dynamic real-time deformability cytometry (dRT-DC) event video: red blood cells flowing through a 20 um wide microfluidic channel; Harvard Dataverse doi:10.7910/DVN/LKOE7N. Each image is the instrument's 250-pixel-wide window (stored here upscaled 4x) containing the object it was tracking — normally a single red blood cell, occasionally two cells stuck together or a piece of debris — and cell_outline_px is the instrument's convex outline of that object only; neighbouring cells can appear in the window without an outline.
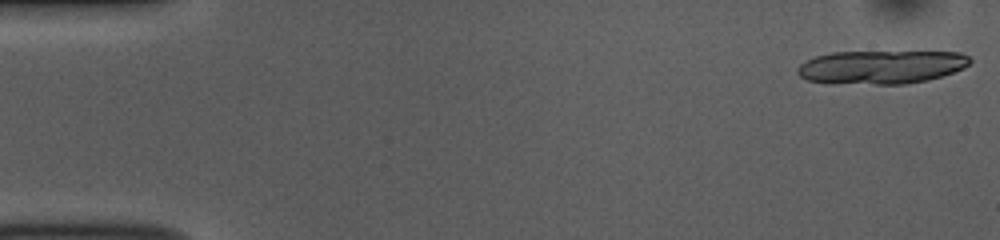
{"species": "common noctule bat (a hibernating species)", "species_latin": "Nyctalus noctula", "temperature_condition": "room temperature", "stored_images_in_passage": 28, "segment_of_instrument_passage": [1, 2], "camera_frame_rate_fps": 3000, "um_per_image_px": 0.085, "animal": {"sex": "female", "body_mass_g": 10.0, "forearm_length_mm": 53.1}, "frame": {"image": 1, "passage_image": 1, "time_ms": 0.0, "image_size_px": [1000, 240], "cell_outline_px": [[972, 60], [964, 68], [928, 80], [904, 84], [876, 84], [808, 80], [800, 76], [796, 72], [796, 68], [800, 64], [816, 56], [832, 52], [960, 52], [968, 56]], "centroid_in_image_um": [74.94, 5.68], "position_along_channel_um": 10.1, "area_um2": 33.12}}